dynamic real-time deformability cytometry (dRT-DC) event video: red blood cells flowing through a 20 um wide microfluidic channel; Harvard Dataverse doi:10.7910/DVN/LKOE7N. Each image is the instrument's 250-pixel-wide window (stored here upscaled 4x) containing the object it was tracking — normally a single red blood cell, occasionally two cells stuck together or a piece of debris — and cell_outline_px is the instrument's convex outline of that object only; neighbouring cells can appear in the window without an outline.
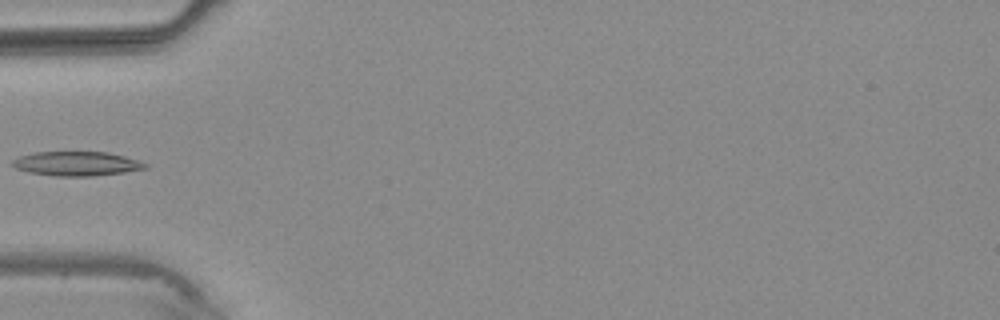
{"species": "common noctule bat (a hibernating species)", "species_latin": "Nyctalus noctula", "temperature_condition": "warm", "stored_images_in_passage": 3, "camera_frame_rate_fps": 3000, "um_per_image_px": 0.085, "animal": {"sex": "male", "body_mass_g": 20.4}, "frame": {"image": 1, "passage_image": 3, "time_ms": 2.333, "image_size_px": [1000, 320], "cell_outline_px": [[148, 168], [124, 172], [92, 176], [56, 176], [28, 172], [16, 168], [12, 164], [12, 160], [20, 156], [36, 152], [108, 152], [140, 160], [148, 164]], "centroid_in_image_um": [6.55, 13.91], "position_along_channel_um": 78.5, "area_um2": 18.79}}